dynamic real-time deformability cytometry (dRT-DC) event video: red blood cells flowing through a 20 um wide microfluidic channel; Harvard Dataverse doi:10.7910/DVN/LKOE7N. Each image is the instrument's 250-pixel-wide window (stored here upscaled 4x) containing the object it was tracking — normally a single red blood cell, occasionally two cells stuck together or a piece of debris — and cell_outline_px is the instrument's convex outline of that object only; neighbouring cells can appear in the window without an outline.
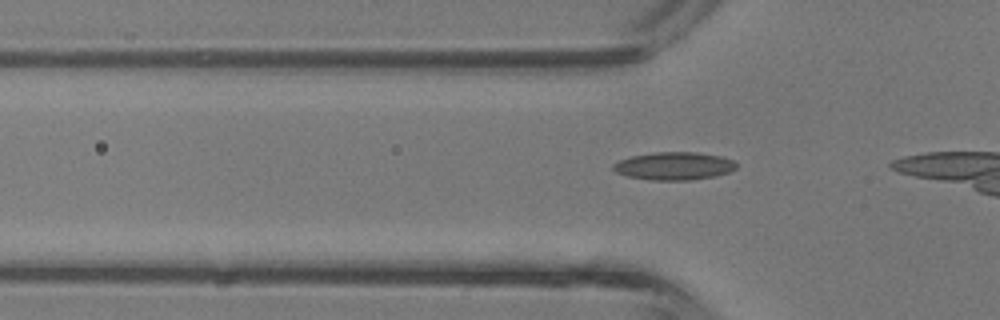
{"species": "common noctule bat (a hibernating species)", "species_latin": "Nyctalus noctula", "temperature_condition": "room temperature", "stored_images_in_passage": 2, "camera_frame_rate_fps": 3000, "um_per_image_px": 0.085, "animal": {"sex": "male", "body_mass_g": 13.3}, "frame": {"image": 1, "passage_image": 2, "time_ms": 0.333, "image_size_px": [1000, 320], "cell_outline_px": [[736, 168], [728, 172], [716, 176], [688, 180], [648, 180], [628, 176], [616, 172], [612, 168], [612, 164], [620, 160], [632, 156], [656, 152], [696, 152], [720, 156], [732, 160], [736, 164]], "centroid_in_image_um": [57.28, 14.11], "position_along_channel_um": 68.5, "area_um2": 19.88}}